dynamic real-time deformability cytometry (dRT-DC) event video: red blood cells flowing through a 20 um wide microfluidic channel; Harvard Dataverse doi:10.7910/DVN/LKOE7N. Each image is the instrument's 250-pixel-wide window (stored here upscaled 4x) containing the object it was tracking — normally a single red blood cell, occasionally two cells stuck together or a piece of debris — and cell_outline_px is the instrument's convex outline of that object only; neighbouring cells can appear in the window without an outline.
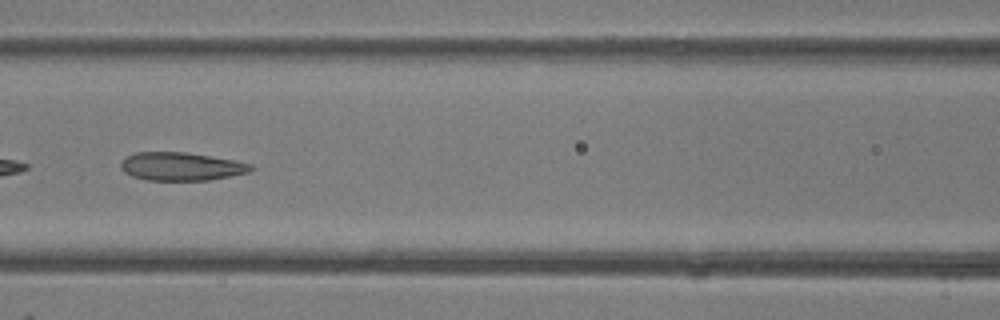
{"species": "common noctule bat (a hibernating species)", "species_latin": "Nyctalus noctula", "temperature_condition": "room temperature", "stored_images_in_passage": 47, "camera_frame_rate_fps": 3000, "um_per_image_px": 0.085, "animal": {"sex": "female"}, "frame": {"image": 1, "passage_image": 21, "time_ms": 6.667, "image_size_px": [1000, 320], "cell_outline_px": [[256, 168], [248, 172], [232, 176], [208, 180], [148, 180], [132, 176], [124, 172], [120, 168], [120, 164], [128, 156], [136, 152], [188, 152], [236, 160], [252, 164]], "centroid_in_image_um": [15.45, 14.14], "position_along_channel_um": 151.2, "area_um2": 21.5}}
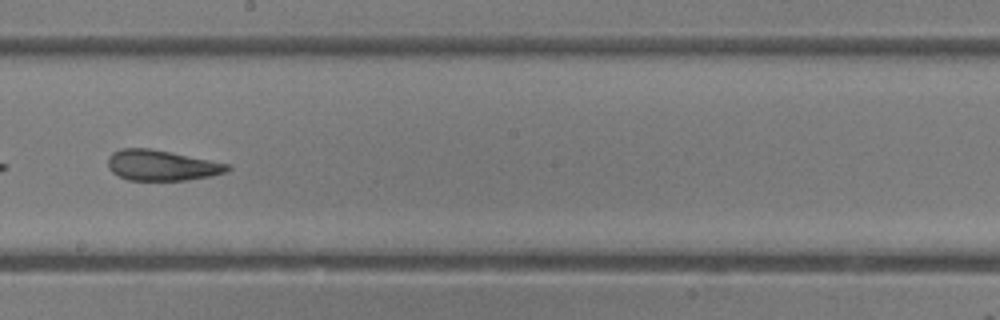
{"frame": {"image": 2, "passage_image": 27, "time_ms": 8.667, "image_size_px": [1000, 320], "cell_outline_px": [[232, 168], [228, 172], [212, 176], [184, 180], [128, 180], [112, 172], [108, 168], [108, 156], [112, 152], [120, 148], [148, 148], [228, 164]], "centroid_in_image_um": [13.71, 14.06], "position_along_channel_um": 234.5, "area_um2": 21.1}, "authors_computed_cell_mechanics": {"area_um2": 24.4494, "velocity_mm_per_s": 4.1863, "shape_relaxation_time_tau1_ms": null, "shape_relaxation_time_tau2_ms": 2.4201, "deformation_change_tau1": null, "deformation_change_tau2": 0.1051}}